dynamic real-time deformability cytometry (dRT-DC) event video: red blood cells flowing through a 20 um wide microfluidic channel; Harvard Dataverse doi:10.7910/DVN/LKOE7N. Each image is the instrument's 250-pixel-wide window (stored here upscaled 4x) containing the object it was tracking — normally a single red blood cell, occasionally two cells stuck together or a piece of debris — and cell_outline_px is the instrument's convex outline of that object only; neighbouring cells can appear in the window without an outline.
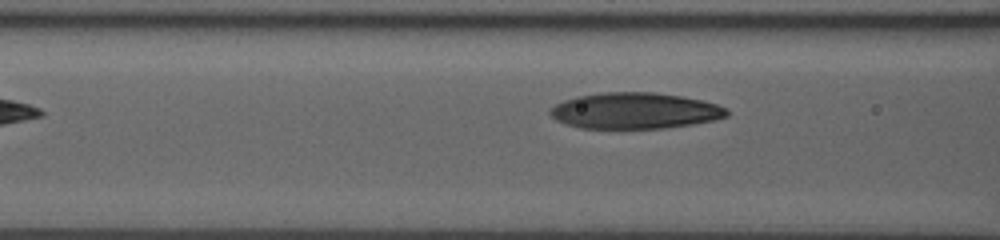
{"species": "human", "species_latin": "Homo sapiens", "temperature_condition": "room temperature", "stored_images_in_passage": 7, "camera_frame_rate_fps": 3000, "um_per_image_px": 0.085, "donor": {"sex": "male"}, "frame": {"image": 1, "passage_image": 5, "time_ms": 1.333, "image_size_px": [1000, 240], "cell_outline_px": [[728, 116], [712, 120], [692, 124], [664, 128], [580, 128], [564, 124], [556, 120], [548, 112], [556, 104], [564, 100], [576, 96], [600, 92], [652, 92], [680, 96], [700, 100], [716, 104], [724, 108], [728, 112]], "centroid_in_image_um": [53.91, 9.41], "position_along_channel_um": 112.7, "area_um2": 36.99}}